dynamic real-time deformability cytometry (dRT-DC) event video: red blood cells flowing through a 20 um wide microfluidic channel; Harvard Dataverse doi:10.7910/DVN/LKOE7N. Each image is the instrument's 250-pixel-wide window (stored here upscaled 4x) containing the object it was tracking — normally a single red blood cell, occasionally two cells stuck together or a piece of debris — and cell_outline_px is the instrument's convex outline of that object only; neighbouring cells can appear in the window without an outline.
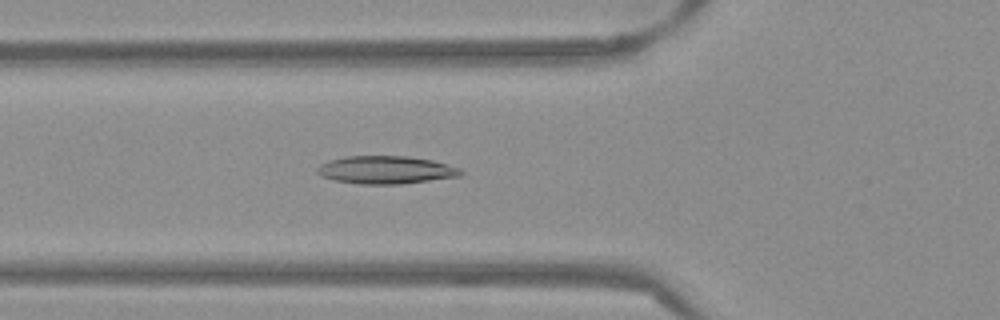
{"species": "Egyptian fruit bat (a non-hibernating species)", "species_latin": "Rousettus aegyptiacus", "temperature_condition": "warm", "stored_images_in_passage": 51, "camera_frame_rate_fps": 3000, "um_per_image_px": 0.085, "frame": {"image": 1, "passage_image": 18, "time_ms": 5.667, "image_size_px": [1000, 320], "cell_outline_px": [[464, 172], [460, 176], [400, 184], [360, 184], [332, 180], [320, 176], [316, 172], [316, 168], [320, 164], [328, 160], [344, 156], [408, 156], [432, 160], [460, 168]], "centroid_in_image_um": [32.75, 14.44], "position_along_channel_um": 93.1, "area_um2": 23.47}}
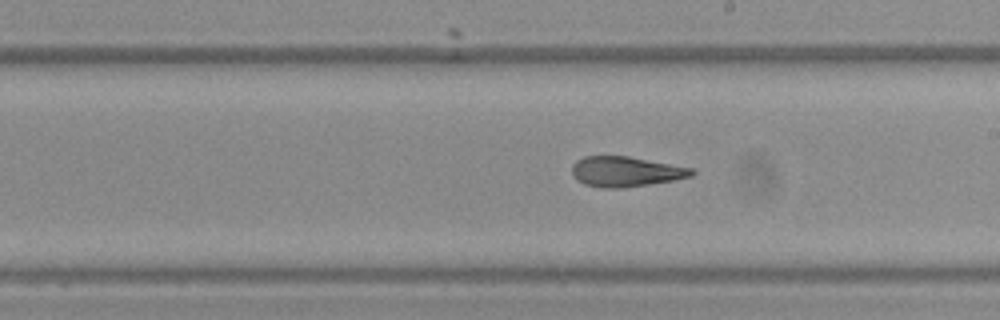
{"frame": {"image": 2, "passage_image": 29, "time_ms": 9.333, "image_size_px": [1000, 320], "cell_outline_px": [[696, 172], [692, 176], [676, 180], [620, 188], [600, 188], [584, 184], [576, 180], [572, 172], [572, 164], [576, 160], [584, 156], [628, 156], [692, 168]], "centroid_in_image_um": [53.17, 14.59], "position_along_channel_um": 235.8, "area_um2": 21.1}}
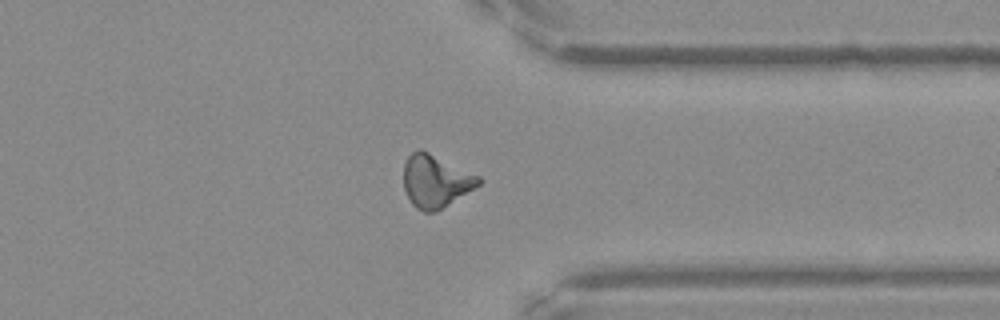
{"frame": {"image": 3, "passage_image": 40, "time_ms": 13.0, "image_size_px": [1000, 320], "cell_outline_px": [[484, 180], [480, 184], [436, 212], [424, 212], [416, 208], [412, 204], [404, 188], [404, 164], [408, 156], [412, 152], [420, 148], [480, 176]], "centroid_in_image_um": [37.02, 15.39], "position_along_channel_um": 374.4, "area_um2": 22.89}, "authors_computed_cell_mechanics": {"area_um2": 21.964, "velocity_mm_per_s": 3.8781, "shape_relaxation_time_tau1_ms": null, "shape_relaxation_time_tau2_ms": 2.4796, "deformation_change_tau1": null, "deformation_change_tau2": 0.1091}}